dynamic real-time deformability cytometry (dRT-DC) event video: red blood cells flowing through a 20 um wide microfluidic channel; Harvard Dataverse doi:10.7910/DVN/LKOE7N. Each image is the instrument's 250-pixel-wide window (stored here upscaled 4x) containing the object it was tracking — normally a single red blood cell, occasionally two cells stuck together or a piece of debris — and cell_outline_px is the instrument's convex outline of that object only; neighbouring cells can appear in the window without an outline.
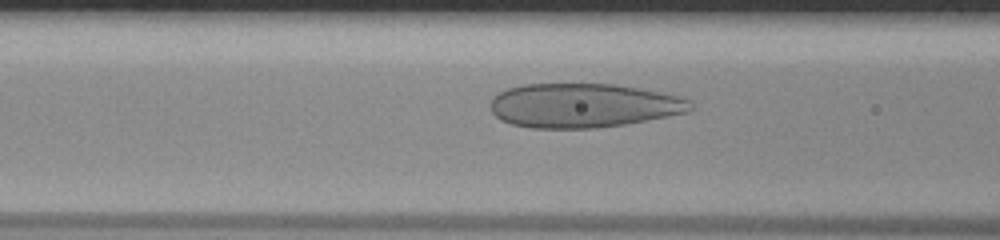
{"species": "human", "species_latin": "Homo sapiens", "temperature_condition": "room temperature", "stored_images_in_passage": 36, "camera_frame_rate_fps": 3000, "um_per_image_px": 0.085, "donor": {"sex": "male"}, "frame": {"image": 1, "passage_image": 5, "time_ms": 1.333, "image_size_px": [1000, 240], "cell_outline_px": [[692, 108], [688, 112], [628, 124], [596, 128], [532, 128], [512, 124], [500, 120], [492, 112], [488, 104], [492, 96], [508, 88], [524, 84], [612, 84], [640, 88], [664, 92], [692, 100]], "centroid_in_image_um": [49.58, 8.97], "position_along_channel_um": 117.0, "area_um2": 51.96}}
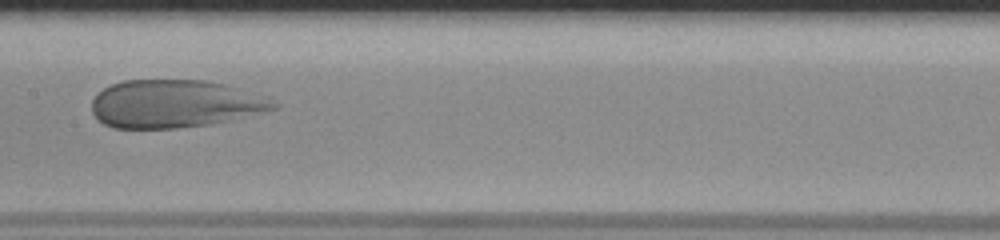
{"frame": {"image": 2, "passage_image": 11, "time_ms": 3.333, "image_size_px": [1000, 240], "cell_outline_px": [[280, 108], [228, 120], [208, 124], [176, 128], [112, 128], [104, 124], [92, 112], [92, 100], [104, 88], [112, 84], [124, 80], [204, 80], [224, 84], [272, 96], [280, 104]], "centroid_in_image_um": [14.94, 8.81], "position_along_channel_um": 192.5, "area_um2": 50.98}}
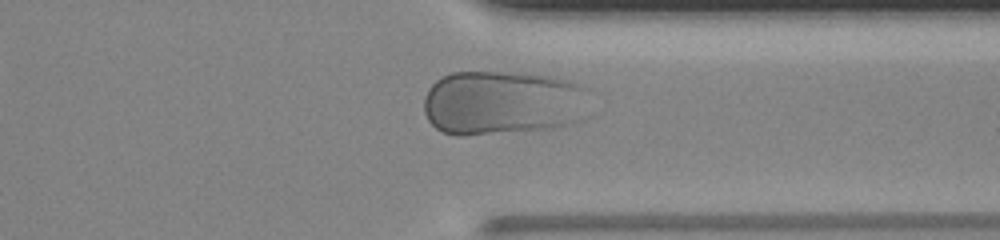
{"frame": {"image": 3, "passage_image": 25, "time_ms": 8.0, "image_size_px": [1000, 240], "cell_outline_px": [[576, 88], [572, 120], [564, 124], [548, 128], [464, 136], [456, 136], [440, 132], [428, 120], [424, 112], [424, 96], [428, 88], [440, 76], [452, 72], [508, 72], [548, 76], [568, 80], [576, 84]], "centroid_in_image_um": [42.32, 8.73], "position_along_channel_um": 369.1, "area_um2": 59.65}}